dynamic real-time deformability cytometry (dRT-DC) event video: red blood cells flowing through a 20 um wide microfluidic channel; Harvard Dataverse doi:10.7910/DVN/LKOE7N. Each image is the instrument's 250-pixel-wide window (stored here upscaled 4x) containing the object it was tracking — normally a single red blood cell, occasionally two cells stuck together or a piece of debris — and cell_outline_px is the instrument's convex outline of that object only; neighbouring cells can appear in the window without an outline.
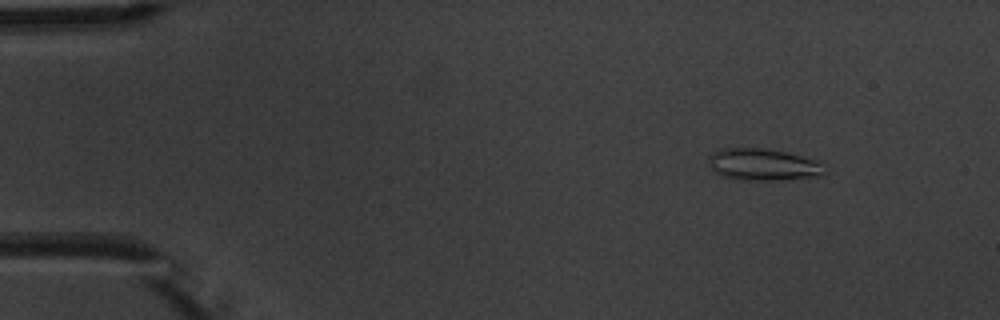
{"species": "common noctule bat (a hibernating species)", "species_latin": "Nyctalus noctula", "temperature_condition": "warm", "stored_images_in_passage": 3, "camera_frame_rate_fps": 3000, "um_per_image_px": 0.085, "animal": {"sex": "male", "body_mass_g": 20.1, "forearm_length_mm": 53.5}, "frame": {"image": 1, "passage_image": 1, "time_ms": 0.0, "image_size_px": [1000, 320], "cell_outline_px": [[828, 164], [824, 176], [788, 180], [740, 180], [720, 176], [712, 168], [708, 156], [712, 152], [720, 148], [768, 148], [820, 160]], "centroid_in_image_um": [64.97, 14.0], "position_along_channel_um": 20.0, "area_um2": 22.31}}